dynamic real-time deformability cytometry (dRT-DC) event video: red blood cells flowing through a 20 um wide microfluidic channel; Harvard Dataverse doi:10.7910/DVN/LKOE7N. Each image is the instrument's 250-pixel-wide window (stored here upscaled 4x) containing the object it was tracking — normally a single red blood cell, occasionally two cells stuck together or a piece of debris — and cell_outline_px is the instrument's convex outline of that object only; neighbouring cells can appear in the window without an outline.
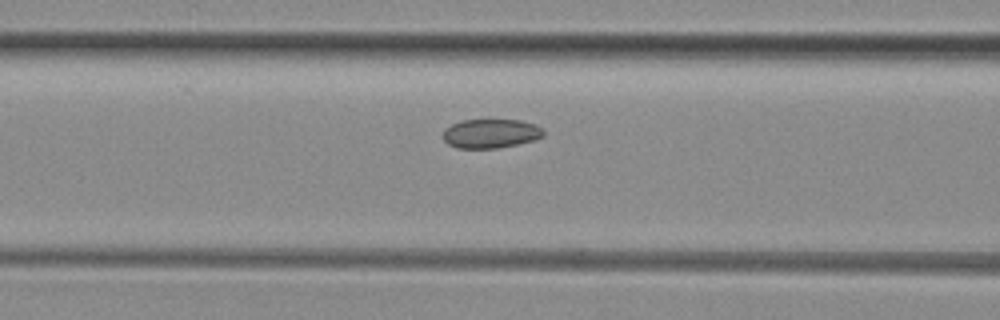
{"species": "common noctule bat (a hibernating species)", "species_latin": "Nyctalus noctula", "temperature_condition": "room temperature", "stored_images_in_passage": 9, "camera_frame_rate_fps": 3000, "um_per_image_px": 0.085, "animal": {"sex": "female", "body_mass_g": 29.2, "forearm_length_mm": 56.3}, "frame": {"image": 1, "passage_image": 7, "time_ms": 2.0, "image_size_px": [1000, 320], "cell_outline_px": [[544, 136], [536, 140], [496, 148], [456, 148], [448, 144], [444, 140], [444, 128], [460, 120], [520, 120], [536, 124], [544, 128]], "centroid_in_image_um": [41.74, 11.34], "position_along_channel_um": 124.9, "area_um2": 17.17}}